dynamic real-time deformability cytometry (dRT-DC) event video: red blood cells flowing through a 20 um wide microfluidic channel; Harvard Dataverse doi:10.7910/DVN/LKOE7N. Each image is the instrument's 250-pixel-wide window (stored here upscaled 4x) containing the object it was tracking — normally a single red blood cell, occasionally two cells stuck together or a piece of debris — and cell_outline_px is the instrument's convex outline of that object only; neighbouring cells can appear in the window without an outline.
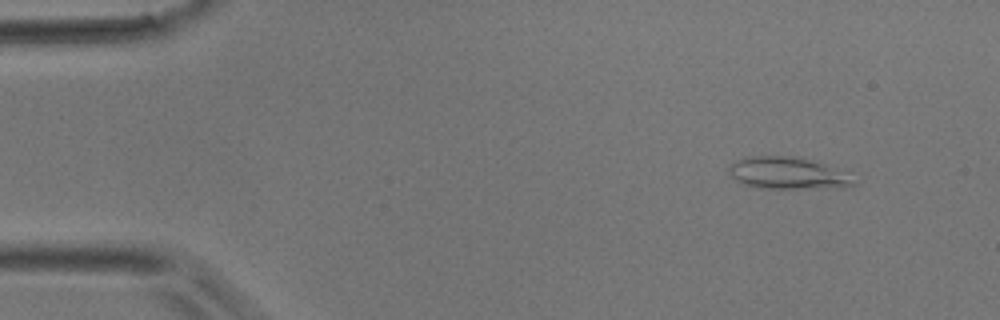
{"species": "common noctule bat (a hibernating species)", "species_latin": "Nyctalus noctula", "temperature_condition": "room temperature", "stored_images_in_passage": 3, "camera_frame_rate_fps": 3000, "um_per_image_px": 0.085, "animal": {"sex": "male", "body_mass_g": 17.9}, "frame": {"image": 1, "passage_image": 1, "time_ms": 0.0, "image_size_px": [1000, 320], "cell_outline_px": [[856, 184], [844, 188], [760, 188], [744, 184], [736, 180], [728, 172], [728, 168], [732, 164], [744, 156], [792, 156], [816, 160], [824, 164]], "centroid_in_image_um": [66.83, 14.72], "position_along_channel_um": 18.2, "area_um2": 22.66}}